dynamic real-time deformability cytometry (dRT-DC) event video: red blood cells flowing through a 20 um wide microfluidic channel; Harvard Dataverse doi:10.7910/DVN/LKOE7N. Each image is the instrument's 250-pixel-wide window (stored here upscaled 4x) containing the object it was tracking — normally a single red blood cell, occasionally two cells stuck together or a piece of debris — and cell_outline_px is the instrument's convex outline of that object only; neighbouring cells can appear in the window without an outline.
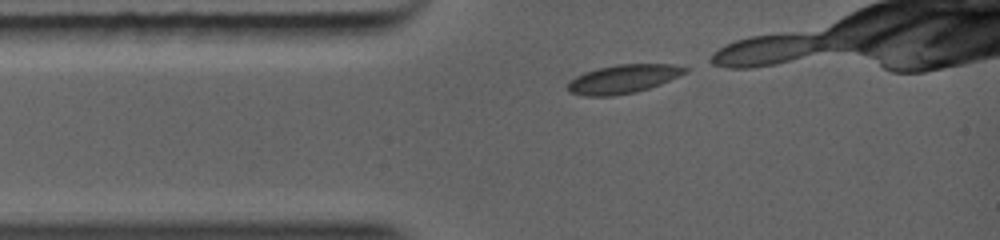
{"species": "common noctule bat (a hibernating species)", "species_latin": "Nyctalus noctula", "temperature_condition": "warm", "stored_images_in_passage": 6, "camera_frame_rate_fps": 5000, "um_per_image_px": 0.085, "animal": {"sex": "female", "body_mass_g": 19.0, "forearm_length_mm": 56.7}, "frame": {"image": 1, "passage_image": 1, "time_ms": 0.0, "image_size_px": [1000, 240], "cell_outline_px": [[688, 72], [660, 84], [636, 92], [612, 96], [588, 96], [572, 92], [568, 88], [568, 84], [576, 76], [584, 72], [596, 68], [616, 64], [672, 64], [688, 68]], "centroid_in_image_um": [53.0, 6.7], "position_along_channel_um": 32.0, "area_um2": 19.42}}
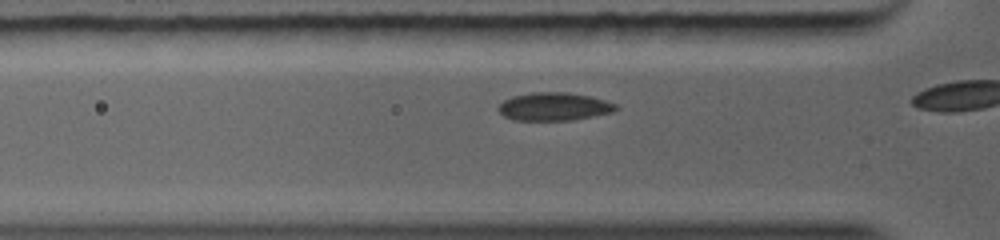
{"frame": {"image": 2, "passage_image": 4, "time_ms": 1.2, "image_size_px": [1000, 240], "cell_outline_px": [[620, 108], [612, 112], [572, 120], [512, 120], [504, 116], [496, 108], [504, 100], [512, 96], [532, 92], [568, 92], [588, 96], [604, 100], [616, 104]], "centroid_in_image_um": [47.07, 9.06], "position_along_channel_um": 78.7, "area_um2": 19.19}}